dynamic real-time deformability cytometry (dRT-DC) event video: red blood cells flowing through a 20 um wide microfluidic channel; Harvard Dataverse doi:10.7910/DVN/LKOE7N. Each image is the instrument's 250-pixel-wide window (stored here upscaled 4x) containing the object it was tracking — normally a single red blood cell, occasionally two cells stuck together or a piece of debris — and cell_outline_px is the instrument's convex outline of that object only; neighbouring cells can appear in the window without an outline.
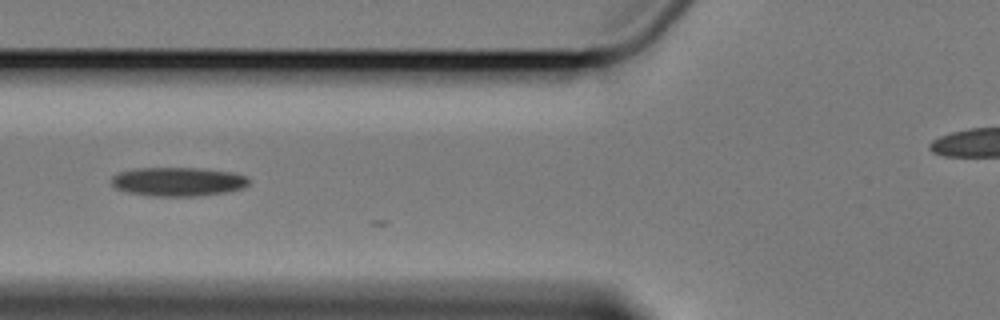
{"species": "Egyptian fruit bat (a non-hibernating species)", "species_latin": "Rousettus aegyptiacus", "temperature_condition": "cold", "stored_images_in_passage": 6, "camera_frame_rate_fps": 3000, "um_per_image_px": 0.085, "animal": {"sex": "female"}, "frame": {"image": 1, "passage_image": 4, "time_ms": 4.333, "image_size_px": [1000, 320], "cell_outline_px": [[252, 180], [244, 188], [228, 192], [200, 196], [148, 196], [128, 192], [116, 188], [112, 184], [112, 176], [120, 172], [136, 168], [196, 168], [232, 172], [244, 176]], "centroid_in_image_um": [15.16, 15.45], "position_along_channel_um": 110.6, "area_um2": 23.24}}
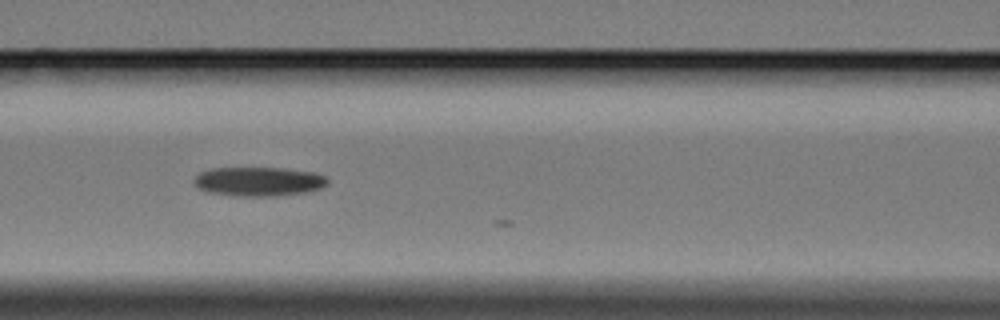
{"frame": {"image": 2, "passage_image": 5, "time_ms": 5.333, "image_size_px": [1000, 320], "cell_outline_px": [[328, 184], [320, 188], [304, 192], [276, 196], [236, 196], [208, 192], [200, 188], [192, 180], [200, 172], [212, 168], [280, 168], [312, 172], [324, 176], [328, 180]], "centroid_in_image_um": [21.97, 15.43], "position_along_channel_um": 144.6, "area_um2": 22.48}}